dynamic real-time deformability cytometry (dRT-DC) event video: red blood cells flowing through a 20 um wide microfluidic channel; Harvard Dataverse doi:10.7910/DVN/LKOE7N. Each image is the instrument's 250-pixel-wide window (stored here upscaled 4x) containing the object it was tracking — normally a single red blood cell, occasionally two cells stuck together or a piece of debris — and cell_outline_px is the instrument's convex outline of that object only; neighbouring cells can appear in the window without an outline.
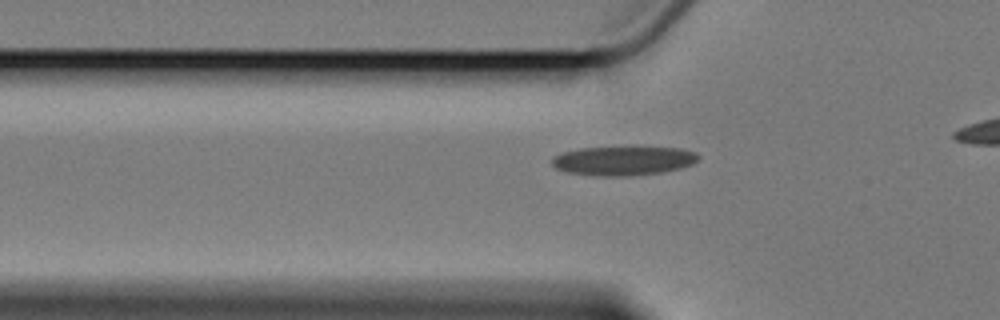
{"species": "Egyptian fruit bat (a non-hibernating species)", "species_latin": "Rousettus aegyptiacus", "temperature_condition": "cold", "stored_images_in_passage": 22, "camera_frame_rate_fps": 3000, "um_per_image_px": 0.085, "animal": {"sex": "female"}, "frame": {"image": 1, "passage_image": 4, "time_ms": 1.0, "image_size_px": [1000, 320], "cell_outline_px": [[700, 156], [692, 164], [680, 168], [660, 172], [628, 176], [596, 176], [568, 172], [556, 168], [552, 164], [552, 156], [560, 152], [580, 148], [636, 144], [680, 148], [696, 152]], "centroid_in_image_um": [52.98, 13.6], "position_along_channel_um": 72.8, "area_um2": 26.01}}
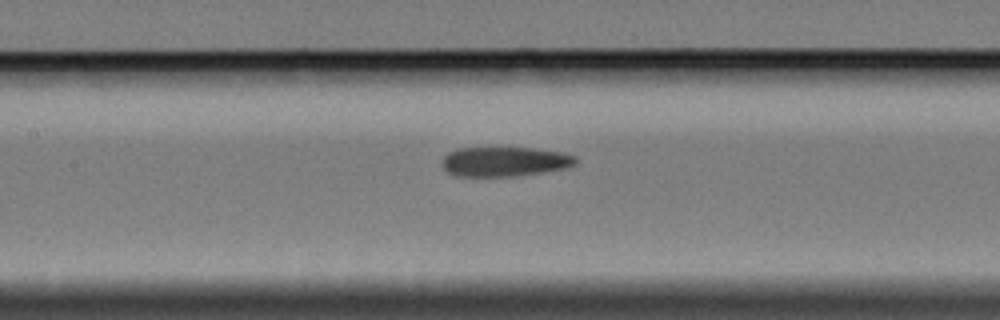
{"frame": {"image": 2, "passage_image": 12, "time_ms": 3.667, "image_size_px": [1000, 320], "cell_outline_px": [[576, 164], [568, 168], [544, 172], [516, 176], [456, 176], [448, 172], [440, 164], [444, 156], [448, 152], [456, 148], [532, 148], [564, 152], [576, 156]], "centroid_in_image_um": [42.9, 13.73], "position_along_channel_um": 164.5, "area_um2": 23.29}}
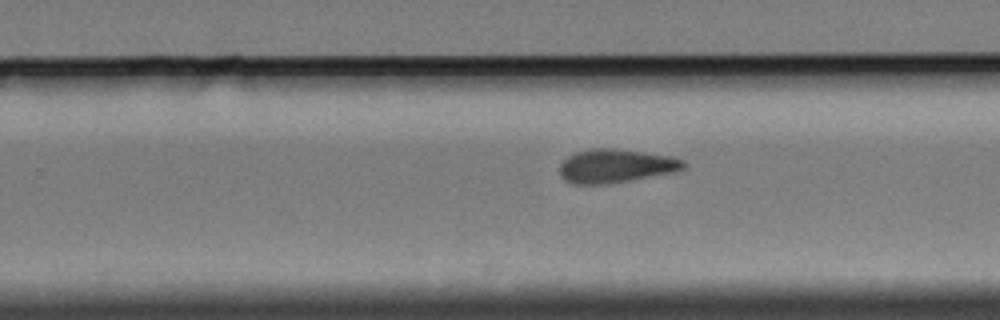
{"frame": {"image": 3, "passage_image": 22, "time_ms": 7.0, "image_size_px": [1000, 320], "cell_outline_px": [[688, 164], [684, 168], [676, 172], [608, 184], [572, 184], [564, 180], [560, 176], [560, 164], [568, 156], [576, 152], [596, 148], [616, 148], [672, 156], [684, 160]], "centroid_in_image_um": [52.37, 14.11], "position_along_channel_um": 277.4, "area_um2": 24.51}}